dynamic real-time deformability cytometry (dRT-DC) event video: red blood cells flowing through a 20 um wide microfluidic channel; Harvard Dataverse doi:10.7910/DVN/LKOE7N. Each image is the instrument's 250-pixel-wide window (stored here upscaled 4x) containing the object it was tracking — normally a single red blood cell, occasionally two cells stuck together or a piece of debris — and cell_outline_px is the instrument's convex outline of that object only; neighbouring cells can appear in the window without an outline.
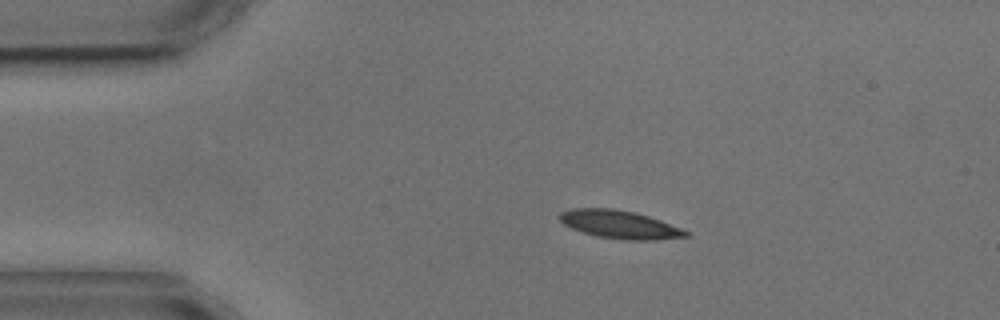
{"species": "common noctule bat (a hibernating species)", "species_latin": "Nyctalus noctula", "temperature_condition": "cold", "stored_images_in_passage": 3, "camera_frame_rate_fps": 3000, "um_per_image_px": 0.085, "animal": {"sex": "male", "body_mass_g": 17.9, "forearm_length_mm": 54.2}, "frame": {"image": 1, "passage_image": 1, "time_ms": 0.0, "image_size_px": [1000, 320], "cell_outline_px": [[692, 236], [652, 240], [624, 240], [596, 236], [572, 228], [564, 224], [560, 220], [560, 212], [572, 208], [612, 208], [636, 212], [660, 220], [692, 232]], "centroid_in_image_um": [52.72, 19.08], "position_along_channel_um": 32.3, "area_um2": 20.75}}
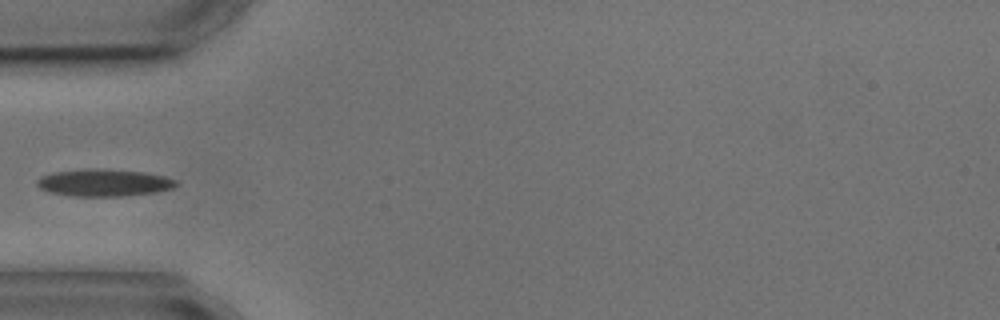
{"frame": {"image": 2, "passage_image": 3, "time_ms": 2.333, "image_size_px": [1000, 320], "cell_outline_px": [[180, 184], [172, 188], [152, 192], [120, 196], [72, 196], [48, 192], [40, 188], [36, 184], [36, 180], [40, 176], [52, 172], [84, 168], [108, 168], [144, 172], [164, 176], [176, 180]], "centroid_in_image_um": [8.78, 15.51], "position_along_channel_um": 76.2, "area_um2": 22.31}}